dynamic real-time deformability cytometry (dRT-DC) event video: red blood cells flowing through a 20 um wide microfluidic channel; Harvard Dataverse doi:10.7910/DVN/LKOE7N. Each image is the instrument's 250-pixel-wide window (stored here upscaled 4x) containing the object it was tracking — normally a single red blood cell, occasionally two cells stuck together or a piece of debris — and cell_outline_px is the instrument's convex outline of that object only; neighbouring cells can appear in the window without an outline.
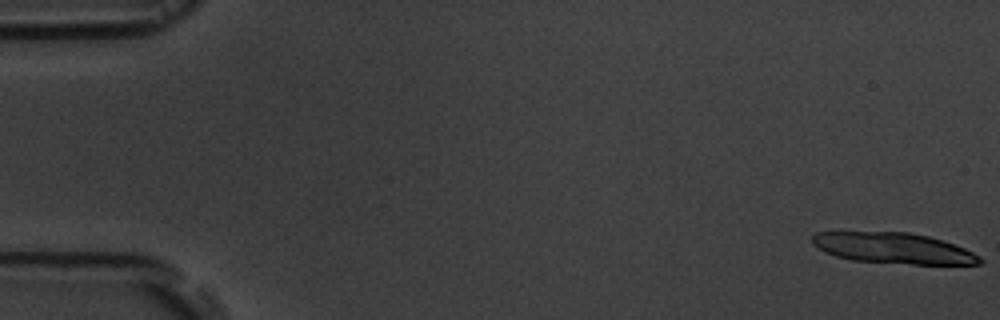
{"species": "common noctule bat (a hibernating species)", "species_latin": "Nyctalus noctula", "temperature_condition": "room temperature", "stored_images_in_passage": 6, "segment_of_instrument_passage": [1, 2], "camera_frame_rate_fps": 3000, "um_per_image_px": 0.085, "animal": {"sex": "male", "body_mass_g": 19.5, "forearm_length_mm": 54.6}, "frame": {"image": 1, "passage_image": 1, "time_ms": 0.0, "image_size_px": [1000, 320], "cell_outline_px": [[984, 260], [980, 264], [912, 264], [852, 260], [836, 256], [824, 252], [812, 244], [812, 236], [816, 232], [908, 232], [928, 236], [964, 248], [980, 256]], "centroid_in_image_um": [75.92, 21.09], "position_along_channel_um": 9.1, "area_um2": 29.88}}